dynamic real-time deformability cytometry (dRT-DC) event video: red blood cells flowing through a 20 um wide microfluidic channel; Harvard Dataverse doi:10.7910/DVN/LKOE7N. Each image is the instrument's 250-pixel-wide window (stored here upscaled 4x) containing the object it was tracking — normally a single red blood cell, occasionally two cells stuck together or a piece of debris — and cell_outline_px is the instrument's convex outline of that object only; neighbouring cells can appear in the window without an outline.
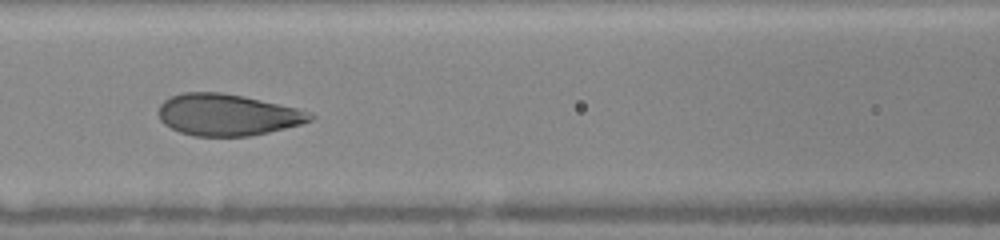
{"species": "human", "species_latin": "Homo sapiens", "temperature_condition": "warm", "stored_images_in_passage": 14, "camera_frame_rate_fps": 3000, "um_per_image_px": 0.085, "donor": {"sex": "female"}, "frame": {"image": 1, "passage_image": 8, "time_ms": 7.0, "image_size_px": [1000, 240], "cell_outline_px": [[316, 120], [268, 132], [248, 136], [192, 136], [180, 132], [164, 124], [160, 120], [160, 104], [164, 100], [172, 96], [184, 92], [220, 92], [244, 96], [296, 108], [308, 112], [316, 116]], "centroid_in_image_um": [19.34, 9.76], "position_along_channel_um": 147.3, "area_um2": 36.59}}
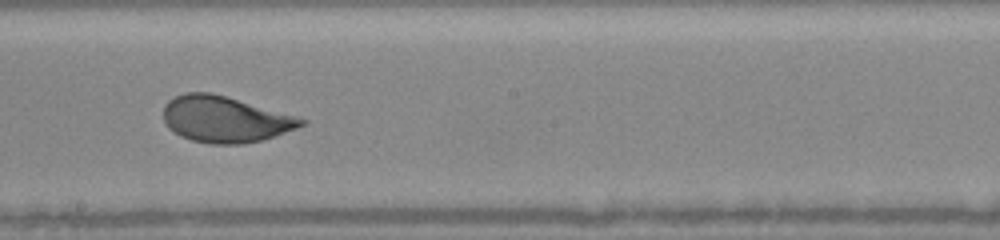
{"frame": {"image": 2, "passage_image": 10, "time_ms": 9.0, "image_size_px": [1000, 240], "cell_outline_px": [[308, 120], [304, 124], [296, 128], [264, 140], [240, 144], [208, 144], [192, 140], [180, 136], [168, 128], [164, 120], [164, 104], [168, 100], [184, 92], [212, 92]], "centroid_in_image_um": [19.08, 10.14], "position_along_channel_um": 229.1, "area_um2": 36.93}}